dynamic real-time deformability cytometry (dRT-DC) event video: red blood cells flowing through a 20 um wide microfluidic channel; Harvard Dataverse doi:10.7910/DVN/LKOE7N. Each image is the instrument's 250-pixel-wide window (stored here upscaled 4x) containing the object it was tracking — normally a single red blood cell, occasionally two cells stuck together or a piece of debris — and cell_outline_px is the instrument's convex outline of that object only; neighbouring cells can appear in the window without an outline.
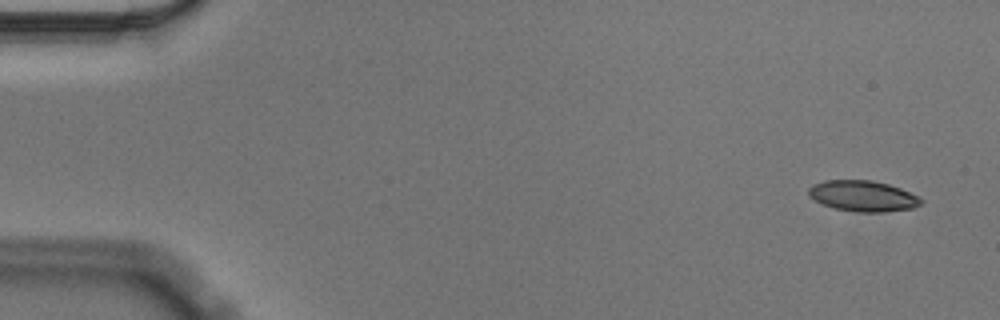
{"species": "Egyptian fruit bat (a non-hibernating species)", "species_latin": "Rousettus aegyptiacus", "temperature_condition": "cold", "stored_images_in_passage": 54, "camera_frame_rate_fps": 3000, "um_per_image_px": 0.085, "animal": {"sex": "male"}, "frame": {"image": 1, "passage_image": 1, "time_ms": 0.0, "image_size_px": [1000, 320], "cell_outline_px": [[924, 200], [920, 204], [912, 208], [884, 212], [856, 212], [836, 208], [824, 204], [808, 196], [808, 188], [812, 184], [824, 180], [872, 180], [888, 184], [900, 188]], "centroid_in_image_um": [73.32, 16.65], "position_along_channel_um": 11.7, "area_um2": 20.06}}
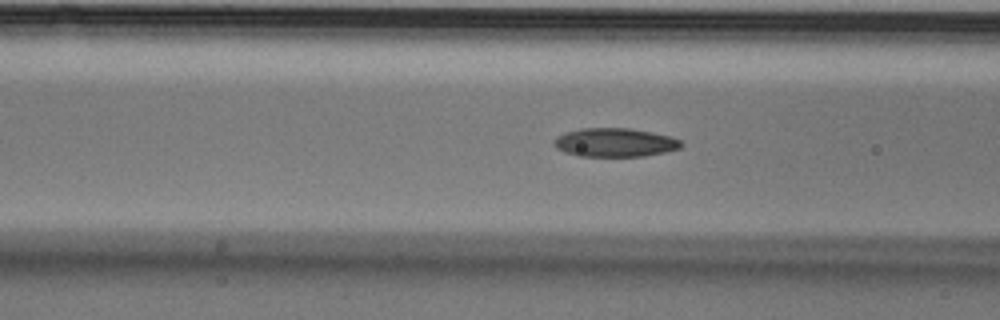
{"frame": {"image": 2, "passage_image": 20, "time_ms": 6.333, "image_size_px": [1000, 320], "cell_outline_px": [[684, 144], [680, 148], [664, 152], [644, 156], [576, 156], [564, 152], [556, 148], [552, 144], [552, 140], [568, 132], [580, 128], [628, 128], [652, 132], [668, 136], [680, 140]], "centroid_in_image_um": [52.24, 12.12], "position_along_channel_um": 114.4, "area_um2": 21.21}}
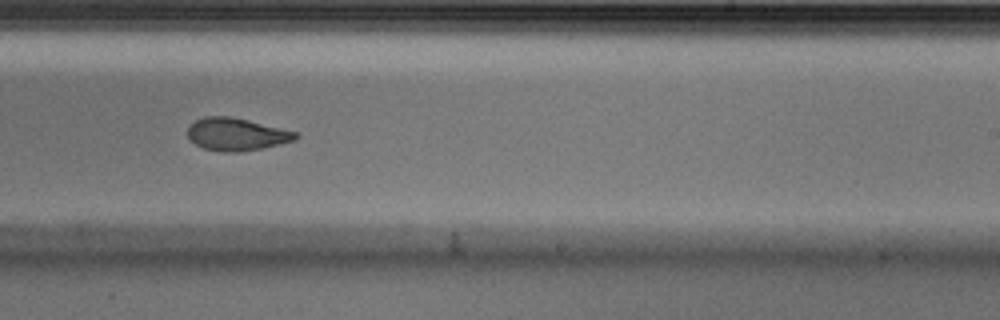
{"frame": {"image": 3, "passage_image": 33, "time_ms": 10.667, "image_size_px": [1000, 320], "cell_outline_px": [[300, 136], [296, 140], [260, 148], [240, 152], [220, 152], [204, 148], [188, 140], [188, 128], [196, 120], [204, 116], [228, 116], [248, 120], [296, 132]], "centroid_in_image_um": [20.07, 11.42], "position_along_channel_um": 268.9, "area_um2": 20.35}, "authors_computed_cell_mechanics": {"area_um2": 21.0103, "velocity_mm_per_s": 3.5663, "shape_relaxation_time_tau1_ms": 8.7093, "shape_relaxation_time_tau2_ms": 3.2152, "deformation_change_tau1": 0.1992, "deformation_change_tau2": 0.0947}}